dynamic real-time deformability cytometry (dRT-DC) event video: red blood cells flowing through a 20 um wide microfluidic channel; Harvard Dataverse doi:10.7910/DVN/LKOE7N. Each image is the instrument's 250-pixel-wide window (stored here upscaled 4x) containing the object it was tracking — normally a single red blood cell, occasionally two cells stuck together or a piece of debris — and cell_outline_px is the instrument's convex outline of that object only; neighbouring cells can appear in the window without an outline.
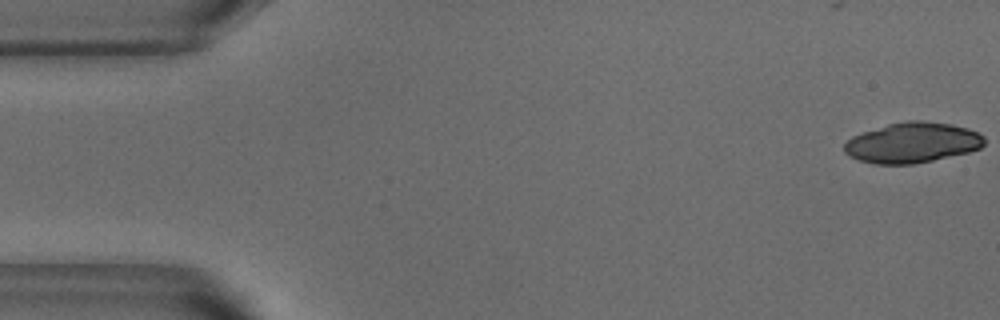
{"species": "common noctule bat (a hibernating species)", "species_latin": "Nyctalus noctula", "temperature_condition": "warm", "stored_images_in_passage": 17, "camera_frame_rate_fps": 3000, "um_per_image_px": 0.085, "animal": {"sex": "male", "body_mass_g": 18.8}, "frame": {"image": 1, "passage_image": 1, "time_ms": 0.0, "image_size_px": [1000, 320], "cell_outline_px": [[984, 144], [980, 148], [968, 152], [932, 160], [912, 164], [876, 164], [860, 160], [844, 152], [844, 144], [852, 136], [888, 124], [908, 120], [920, 120], [952, 124], [968, 128], [984, 136]], "centroid_in_image_um": [77.56, 12.12], "position_along_channel_um": 7.4, "area_um2": 32.66}}